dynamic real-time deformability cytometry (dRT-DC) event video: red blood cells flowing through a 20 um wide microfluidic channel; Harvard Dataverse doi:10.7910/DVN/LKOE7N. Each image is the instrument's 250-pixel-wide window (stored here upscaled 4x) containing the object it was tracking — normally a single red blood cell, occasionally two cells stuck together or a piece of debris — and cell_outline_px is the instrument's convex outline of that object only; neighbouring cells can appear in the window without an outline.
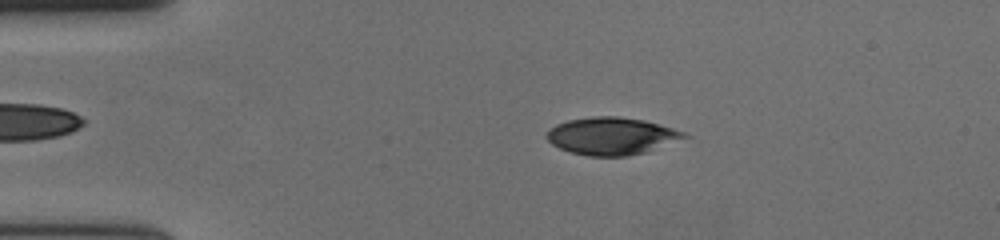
{"species": "human", "species_latin": "Homo sapiens", "temperature_condition": "cold", "stored_images_in_passage": 57, "camera_frame_rate_fps": 3000, "um_per_image_px": 0.085, "donor": {"sex": "female"}, "frame": {"image": 1, "passage_image": 12, "time_ms": 3.667, "image_size_px": [1000, 240], "cell_outline_px": [[692, 136], [648, 152], [628, 156], [588, 156], [568, 152], [552, 144], [544, 136], [556, 124], [568, 120], [592, 116], [616, 116], [644, 120], [672, 128], [684, 132]], "centroid_in_image_um": [52.01, 11.57], "position_along_channel_um": 33.0, "area_um2": 30.17}}
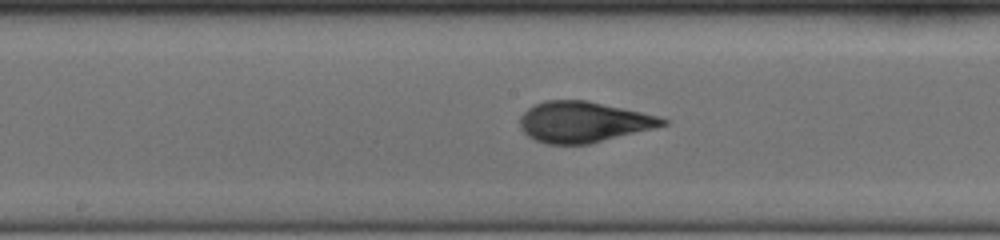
{"frame": {"image": 2, "passage_image": 30, "time_ms": 9.667, "image_size_px": [1000, 240], "cell_outline_px": [[668, 124], [656, 128], [588, 144], [548, 144], [532, 140], [520, 128], [520, 116], [528, 108], [544, 100], [588, 100], [660, 116], [668, 120]], "centroid_in_image_um": [49.6, 10.37], "position_along_channel_um": 198.6, "area_um2": 34.1}}
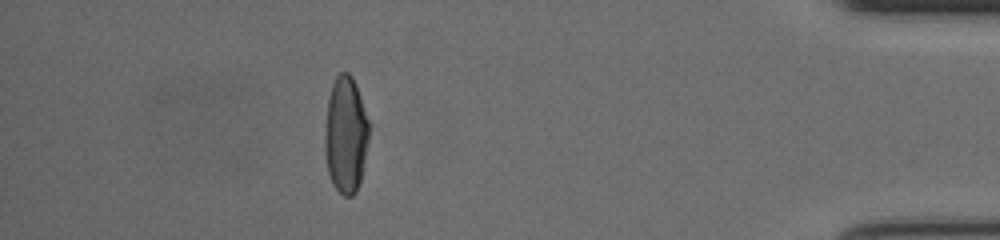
{"frame": {"image": 3, "passage_image": 51, "time_ms": 16.667, "image_size_px": [1000, 240], "cell_outline_px": [[368, 140], [360, 180], [356, 192], [352, 196], [344, 196], [332, 184], [328, 172], [324, 152], [324, 132], [328, 96], [332, 84], [336, 76], [340, 72], [348, 72], [352, 76], [356, 84], [368, 120]], "centroid_in_image_um": [29.35, 11.44], "position_along_channel_um": 405.8, "area_um2": 30.06}, "authors_computed_cell_mechanics": {"area_um2": 32.5992, "velocity_mm_per_s": 3.6643, "shape_relaxation_time_tau1_ms": 6.0169, "shape_relaxation_time_tau2_ms": 1.0069, "deformation_change_tau1": 0.2236, "deformation_change_tau2": 0.067}}